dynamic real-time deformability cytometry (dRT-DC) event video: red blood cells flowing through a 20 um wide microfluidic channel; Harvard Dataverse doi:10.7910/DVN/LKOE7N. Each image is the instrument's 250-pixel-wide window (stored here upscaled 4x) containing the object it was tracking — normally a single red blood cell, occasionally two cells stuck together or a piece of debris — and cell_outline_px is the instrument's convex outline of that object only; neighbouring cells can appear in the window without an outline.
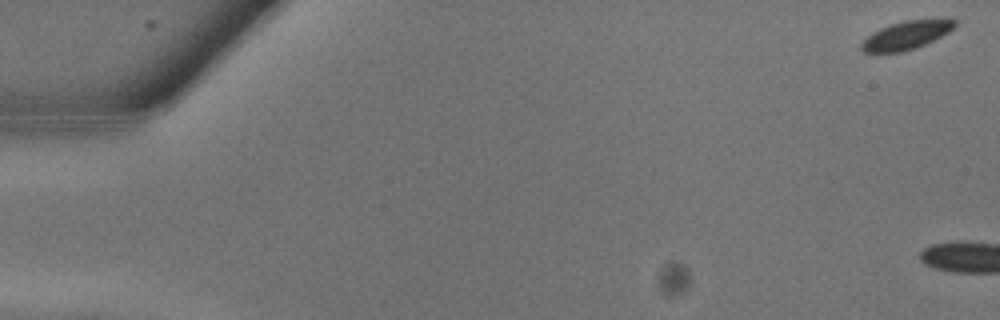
{"species": "common noctule bat (a hibernating species)", "species_latin": "Nyctalus noctula", "temperature_condition": "warm", "stored_images_in_passage": 7, "camera_frame_rate_fps": 3000, "um_per_image_px": 0.085, "animal": {"sex": "male", "body_mass_g": 13.3}, "frame": {"image": 1, "passage_image": 1, "time_ms": 0.0, "image_size_px": [1000, 320], "cell_outline_px": [[956, 24], [948, 32], [916, 48], [900, 52], [864, 52], [860, 48], [860, 44], [872, 32], [880, 28], [904, 20], [956, 20]], "centroid_in_image_um": [76.97, 3.01], "position_along_channel_um": 8.0, "area_um2": 14.91}}